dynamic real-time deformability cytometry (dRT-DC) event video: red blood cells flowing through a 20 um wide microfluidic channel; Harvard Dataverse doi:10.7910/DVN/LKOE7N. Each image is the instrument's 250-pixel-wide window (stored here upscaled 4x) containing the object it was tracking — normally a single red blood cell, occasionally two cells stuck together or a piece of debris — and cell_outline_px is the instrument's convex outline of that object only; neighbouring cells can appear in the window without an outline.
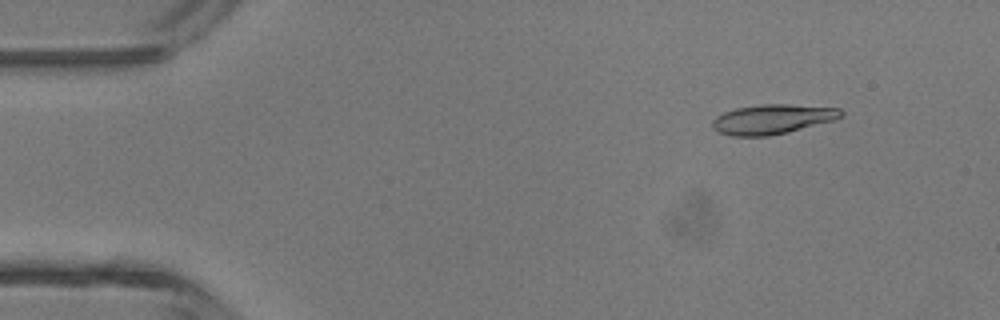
{"species": "common noctule bat (a hibernating species)", "species_latin": "Nyctalus noctula", "temperature_condition": "room temperature", "stored_images_in_passage": 5, "camera_frame_rate_fps": 3000, "um_per_image_px": 0.085, "animal": {"sex": "male", "body_mass_g": 13.3}, "frame": {"image": 1, "passage_image": 2, "time_ms": 0.333, "image_size_px": [1000, 320], "cell_outline_px": [[844, 116], [836, 120], [772, 136], [732, 136], [720, 132], [712, 128], [712, 120], [716, 116], [724, 112], [736, 108], [760, 104], [788, 104], [840, 108], [844, 112]], "centroid_in_image_um": [65.69, 10.13], "position_along_channel_um": 19.3, "area_um2": 22.48}}
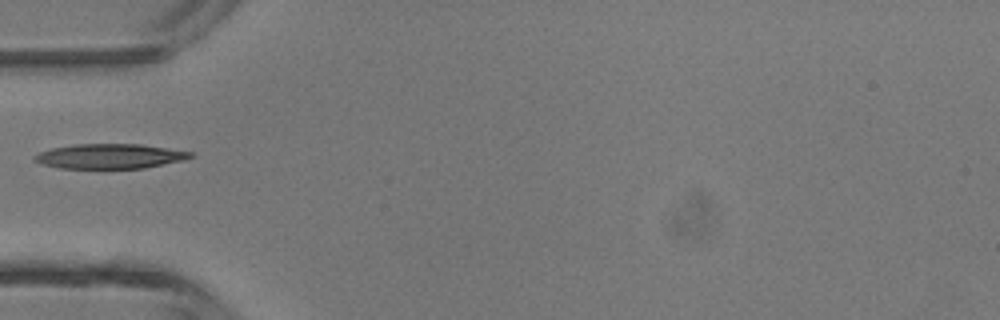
{"frame": {"image": 2, "passage_image": 5, "time_ms": 1.333, "image_size_px": [1000, 320], "cell_outline_px": [[196, 156], [184, 160], [144, 168], [60, 168], [40, 164], [32, 160], [32, 156], [40, 152], [52, 148], [76, 144], [140, 144], [192, 152]], "centroid_in_image_um": [9.31, 13.28], "position_along_channel_um": 75.7, "area_um2": 22.54}}